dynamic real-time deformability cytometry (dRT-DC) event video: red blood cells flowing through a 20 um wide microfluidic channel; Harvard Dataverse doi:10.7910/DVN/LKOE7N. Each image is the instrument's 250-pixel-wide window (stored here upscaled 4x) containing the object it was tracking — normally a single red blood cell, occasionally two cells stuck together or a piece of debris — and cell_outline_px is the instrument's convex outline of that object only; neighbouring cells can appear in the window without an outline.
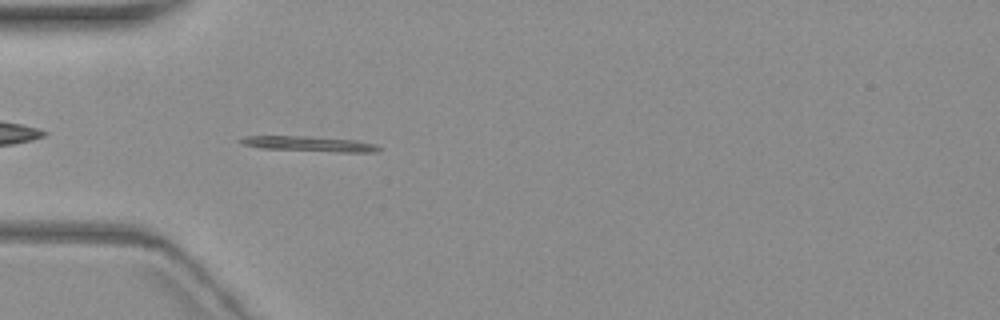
{"species": "common noctule bat (a hibernating species)", "species_latin": "Nyctalus noctula", "temperature_condition": "warm", "stored_images_in_passage": 4, "camera_frame_rate_fps": 3000, "um_per_image_px": 0.085, "animal": {"sex": "female", "body_mass_g": 19.3, "forearm_length_mm": 54.1}, "frame": {"image": 1, "passage_image": 4, "time_ms": 3.667, "image_size_px": [1000, 320], "cell_outline_px": [[380, 152], [336, 152], [264, 148], [244, 144], [236, 140], [244, 136], [308, 136], [356, 140], [376, 144], [380, 148]], "centroid_in_image_um": [26.34, 12.22], "position_along_channel_um": 58.7, "area_um2": 12.2}}